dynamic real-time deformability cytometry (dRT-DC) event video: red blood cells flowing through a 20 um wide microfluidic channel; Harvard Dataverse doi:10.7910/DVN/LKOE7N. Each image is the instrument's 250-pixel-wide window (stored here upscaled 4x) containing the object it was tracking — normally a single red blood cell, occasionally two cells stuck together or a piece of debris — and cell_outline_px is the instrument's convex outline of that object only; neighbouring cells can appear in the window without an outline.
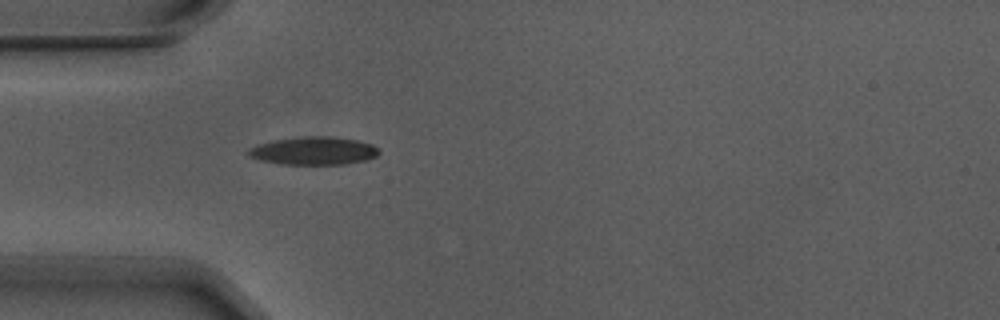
{"species": "Egyptian fruit bat (a non-hibernating species)", "species_latin": "Rousettus aegyptiacus", "temperature_condition": "warm", "stored_images_in_passage": 4, "camera_frame_rate_fps": 3000, "um_per_image_px": 0.085, "animal": {"sex": "male"}, "frame": {"image": 1, "passage_image": 4, "time_ms": 1.0, "image_size_px": [1000, 320], "cell_outline_px": [[380, 152], [376, 156], [364, 160], [344, 164], [280, 164], [248, 156], [248, 148], [272, 140], [304, 136], [328, 136], [356, 140], [372, 144]], "centroid_in_image_um": [26.65, 12.81], "position_along_channel_um": 58.3, "area_um2": 21.04}}